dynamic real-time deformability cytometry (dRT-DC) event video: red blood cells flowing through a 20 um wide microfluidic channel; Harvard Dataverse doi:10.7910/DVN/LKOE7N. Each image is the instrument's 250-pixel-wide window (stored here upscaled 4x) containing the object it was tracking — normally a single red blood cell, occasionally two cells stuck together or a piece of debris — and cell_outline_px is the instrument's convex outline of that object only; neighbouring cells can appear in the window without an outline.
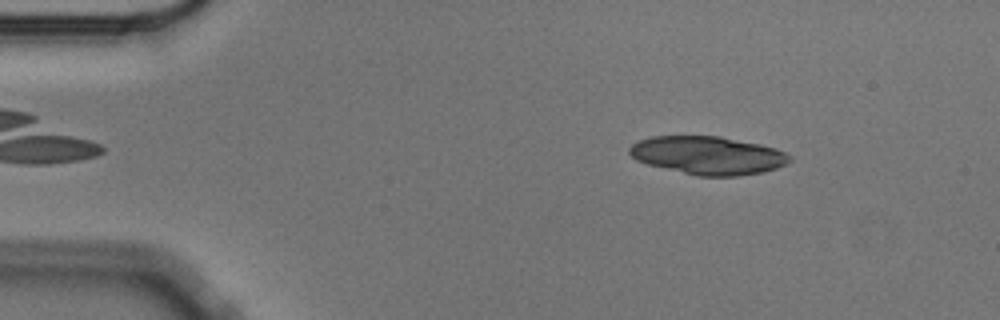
{"species": "Egyptian fruit bat (a non-hibernating species)", "species_latin": "Rousettus aegyptiacus", "temperature_condition": "cold", "stored_images_in_passage": 49, "segment_of_instrument_passage": [1, 2], "camera_frame_rate_fps": 3000, "um_per_image_px": 0.085, "animal": {"sex": "male"}, "frame": {"image": 1, "passage_image": 2, "time_ms": 0.333, "image_size_px": [1000, 320], "cell_outline_px": [[792, 160], [776, 168], [764, 172], [736, 176], [696, 176], [648, 164], [636, 160], [628, 152], [628, 148], [636, 140], [652, 136], [720, 136], [760, 144], [776, 148], [792, 156]], "centroid_in_image_um": [60.16, 13.2], "position_along_channel_um": 24.8, "area_um2": 35.78}}